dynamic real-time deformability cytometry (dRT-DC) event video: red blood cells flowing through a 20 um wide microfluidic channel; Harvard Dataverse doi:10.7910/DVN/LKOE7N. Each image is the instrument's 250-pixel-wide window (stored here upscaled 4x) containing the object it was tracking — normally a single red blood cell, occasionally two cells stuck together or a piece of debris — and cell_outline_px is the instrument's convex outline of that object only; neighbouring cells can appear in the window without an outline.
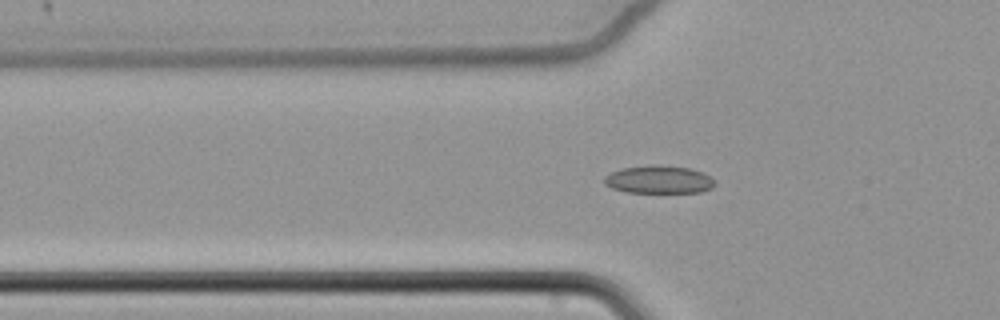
{"species": "common noctule bat (a hibernating species)", "species_latin": "Nyctalus noctula", "temperature_condition": "cold", "stored_images_in_passage": 57, "camera_frame_rate_fps": 3000, "um_per_image_px": 0.085, "animal": {"sex": "female", "body_mass_g": 22.7, "forearm_length_mm": 54.2}, "frame": {"image": 1, "passage_image": 21, "time_ms": 6.667, "image_size_px": [1000, 320], "cell_outline_px": [[716, 184], [712, 188], [700, 192], [628, 192], [612, 188], [604, 184], [604, 176], [620, 168], [656, 164], [660, 164], [692, 168], [716, 180]], "centroid_in_image_um": [56.01, 15.25], "position_along_channel_um": 69.8, "area_um2": 18.09}}
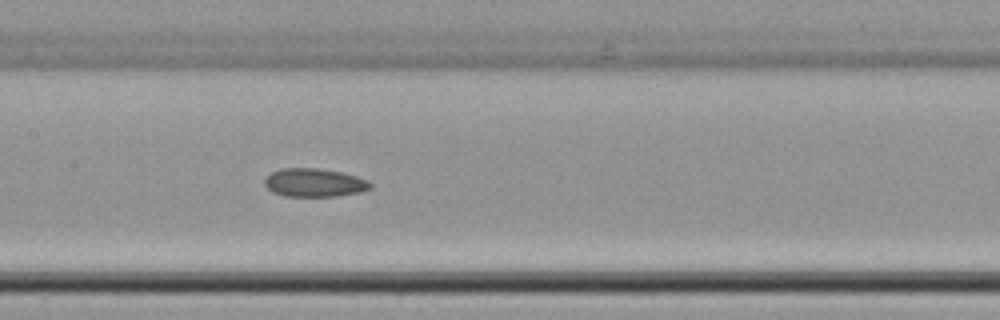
{"frame": {"image": 2, "passage_image": 31, "time_ms": 10.0, "image_size_px": [1000, 320], "cell_outline_px": [[372, 188], [360, 192], [336, 196], [284, 196], [272, 192], [264, 184], [264, 180], [272, 172], [280, 168], [316, 168], [340, 172], [356, 176], [368, 180], [372, 184]], "centroid_in_image_um": [26.72, 15.53], "position_along_channel_um": 180.7, "area_um2": 17.46}}
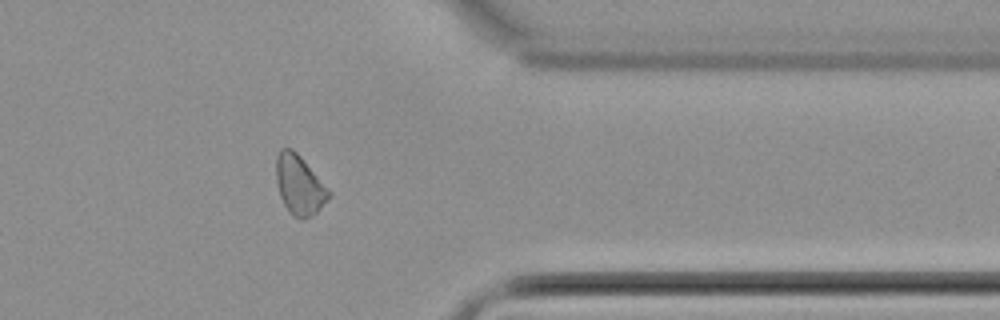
{"frame": {"image": 3, "passage_image": 50, "time_ms": 16.333, "image_size_px": [1000, 320], "cell_outline_px": [[332, 196], [312, 216], [304, 220], [300, 220], [292, 216], [288, 212], [280, 196], [276, 184], [276, 156], [280, 148], [292, 148], [300, 156], [332, 192]], "centroid_in_image_um": [25.44, 15.75], "position_along_channel_um": 386.0, "area_um2": 18.55}}